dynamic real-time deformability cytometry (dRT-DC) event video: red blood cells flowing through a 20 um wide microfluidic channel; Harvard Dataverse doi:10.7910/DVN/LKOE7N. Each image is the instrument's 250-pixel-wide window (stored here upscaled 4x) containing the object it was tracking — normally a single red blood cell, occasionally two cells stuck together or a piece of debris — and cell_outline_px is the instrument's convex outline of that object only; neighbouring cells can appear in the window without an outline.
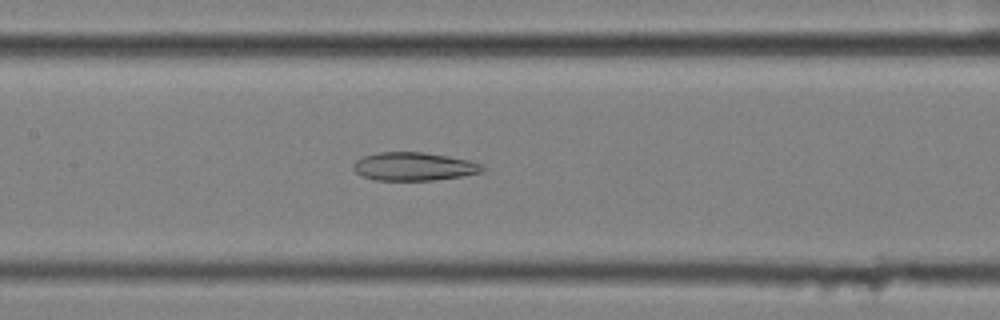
{"species": "common noctule bat (a hibernating species)", "species_latin": "Nyctalus noctula", "temperature_condition": "cold", "stored_images_in_passage": 58, "camera_frame_rate_fps": 3000, "um_per_image_px": 0.085, "animal": {"sex": "female", "body_mass_g": 25.1}, "frame": {"image": 1, "passage_image": 28, "time_ms": 9.0, "image_size_px": [1000, 320], "cell_outline_px": [[488, 168], [484, 172], [464, 176], [432, 180], [372, 180], [360, 176], [352, 168], [352, 164], [356, 160], [364, 156], [380, 152], [424, 152], [448, 156], [468, 160], [484, 164]], "centroid_in_image_um": [35.21, 14.16], "position_along_channel_um": 172.2, "area_um2": 21.62}}
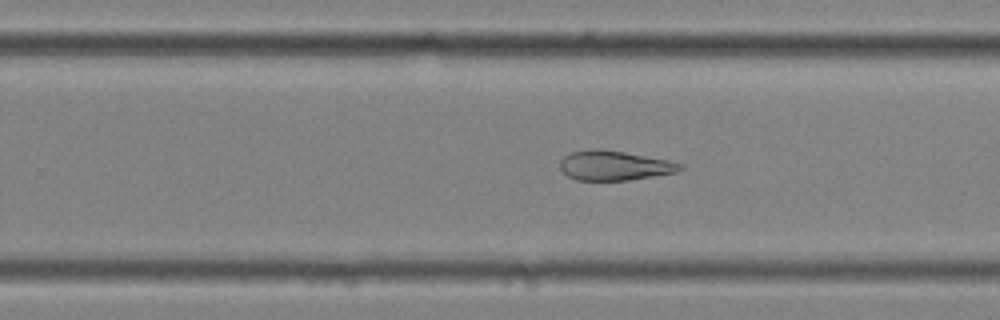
{"frame": {"image": 2, "passage_image": 37, "time_ms": 12.0, "image_size_px": [1000, 320], "cell_outline_px": [[684, 168], [676, 172], [628, 180], [576, 180], [568, 176], [560, 168], [560, 160], [564, 156], [572, 152], [596, 148], [624, 152], [668, 160], [684, 164]], "centroid_in_image_um": [52.22, 14.07], "position_along_channel_um": 277.6, "area_um2": 20.58}}
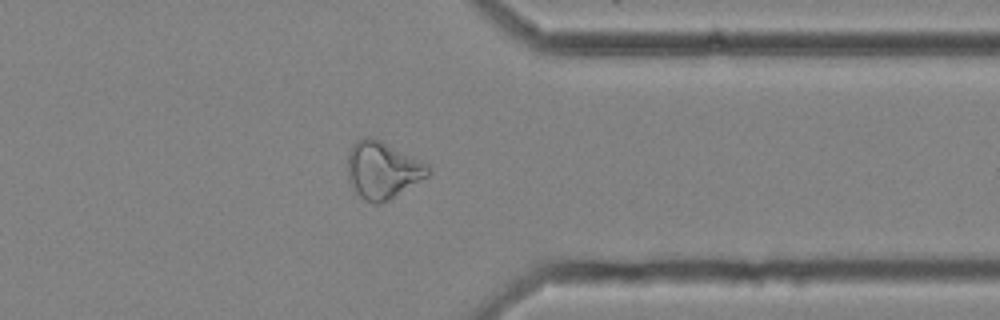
{"frame": {"image": 3, "passage_image": 46, "time_ms": 15.0, "image_size_px": [1000, 320], "cell_outline_px": [[432, 172], [428, 176], [388, 200], [380, 204], [372, 204], [364, 200], [356, 192], [348, 180], [348, 152], [352, 144], [356, 140], [364, 136], [368, 136], [380, 140], [428, 164], [432, 168]], "centroid_in_image_um": [32.51, 14.45], "position_along_channel_um": 378.9, "area_um2": 26.82}, "authors_computed_cell_mechanics": {"area_um2": 28.4087, "velocity_mm_per_s": 3.5215, "shape_relaxation_time_tau1_ms": null, "shape_relaxation_time_tau2_ms": 3.8274, "deformation_change_tau1": null, "deformation_change_tau2": 0.1327}}